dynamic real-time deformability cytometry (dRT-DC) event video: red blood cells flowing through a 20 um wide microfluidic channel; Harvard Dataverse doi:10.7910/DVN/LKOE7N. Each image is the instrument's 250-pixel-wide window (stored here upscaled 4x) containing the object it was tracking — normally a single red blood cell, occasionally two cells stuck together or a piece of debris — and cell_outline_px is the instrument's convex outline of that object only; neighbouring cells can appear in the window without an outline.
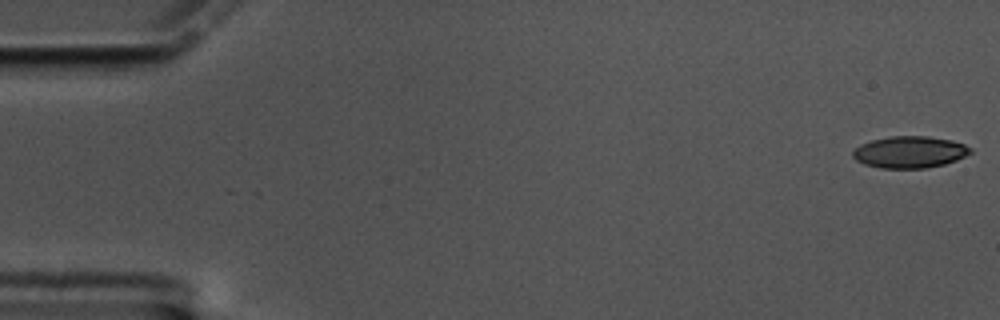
{"species": "common noctule bat (a hibernating species)", "species_latin": "Nyctalus noctula", "temperature_condition": "cold", "stored_images_in_passage": 59, "camera_frame_rate_fps": 3000, "um_per_image_px": 0.085, "animal": {"sex": "male", "body_mass_g": 17.5, "forearm_length_mm": 52.3}, "frame": {"image": 1, "passage_image": 1, "time_ms": 0.0, "image_size_px": [1000, 320], "cell_outline_px": [[972, 152], [956, 160], [944, 164], [928, 168], [880, 168], [864, 164], [856, 160], [852, 156], [852, 152], [860, 144], [872, 140], [892, 136], [928, 136], [952, 140], [964, 144], [972, 148]], "centroid_in_image_um": [77.33, 12.92], "position_along_channel_um": 7.7, "area_um2": 21.79}}
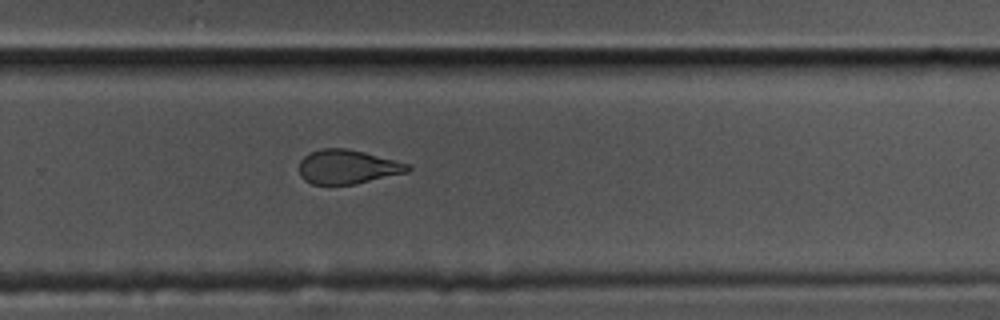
{"frame": {"image": 2, "passage_image": 39, "time_ms": 12.667, "image_size_px": [1000, 320], "cell_outline_px": [[412, 168], [408, 172], [356, 184], [312, 184], [304, 180], [300, 176], [300, 160], [304, 156], [320, 148], [348, 148], [364, 152], [408, 164]], "centroid_in_image_um": [29.53, 14.18], "position_along_channel_um": 300.3, "area_um2": 21.5}}
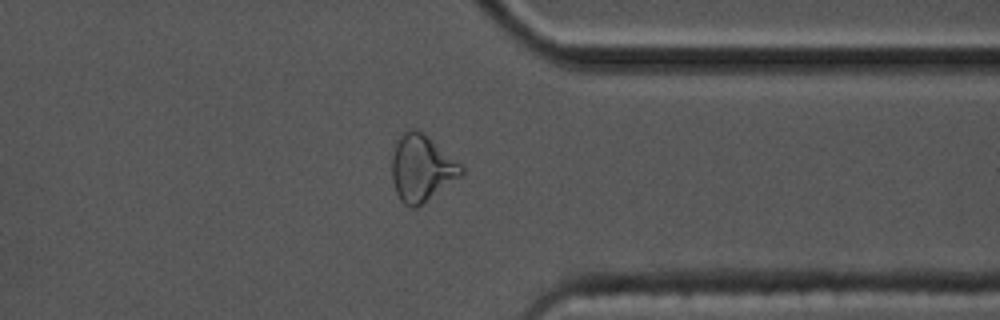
{"frame": {"image": 3, "passage_image": 46, "time_ms": 15.0, "image_size_px": [1000, 320], "cell_outline_px": [[464, 172], [460, 176], [416, 208], [408, 208], [400, 200], [396, 192], [392, 180], [392, 156], [396, 140], [400, 132], [404, 128], [412, 128], [424, 132], [460, 164], [464, 168]], "centroid_in_image_um": [35.78, 14.25], "position_along_channel_um": 375.6, "area_um2": 26.99}, "authors_computed_cell_mechanics": {"area_um2": 23.0622, "velocity_mm_per_s": 3.4062, "shape_relaxation_time_tau1_ms": 7.7703, "shape_relaxation_time_tau2_ms": 2.7793, "deformation_change_tau1": 0.2008, "deformation_change_tau2": 0.1048}}